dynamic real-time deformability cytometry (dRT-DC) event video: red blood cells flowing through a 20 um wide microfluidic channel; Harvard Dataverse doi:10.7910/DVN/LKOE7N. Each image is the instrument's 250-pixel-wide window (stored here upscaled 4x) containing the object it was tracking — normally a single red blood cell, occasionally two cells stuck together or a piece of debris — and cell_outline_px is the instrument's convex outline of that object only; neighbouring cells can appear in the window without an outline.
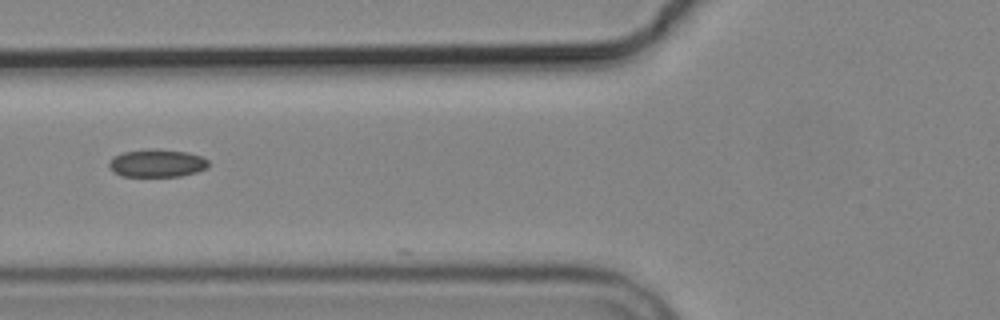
{"species": "common noctule bat (a hibernating species)", "species_latin": "Nyctalus noctula", "temperature_condition": "cold", "stored_images_in_passage": 2, "camera_frame_rate_fps": 3000, "um_per_image_px": 0.085, "animal": {"sex": "male", "body_mass_g": 19.2, "forearm_length_mm": 51.8}, "frame": {"image": 1, "passage_image": 2, "time_ms": 1.0, "image_size_px": [1000, 320], "cell_outline_px": [[208, 168], [196, 172], [180, 176], [120, 176], [108, 168], [108, 164], [116, 156], [124, 152], [144, 148], [152, 148], [188, 152], [200, 156], [208, 160]], "centroid_in_image_um": [13.34, 13.86], "position_along_channel_um": 112.5, "area_um2": 16.18}}